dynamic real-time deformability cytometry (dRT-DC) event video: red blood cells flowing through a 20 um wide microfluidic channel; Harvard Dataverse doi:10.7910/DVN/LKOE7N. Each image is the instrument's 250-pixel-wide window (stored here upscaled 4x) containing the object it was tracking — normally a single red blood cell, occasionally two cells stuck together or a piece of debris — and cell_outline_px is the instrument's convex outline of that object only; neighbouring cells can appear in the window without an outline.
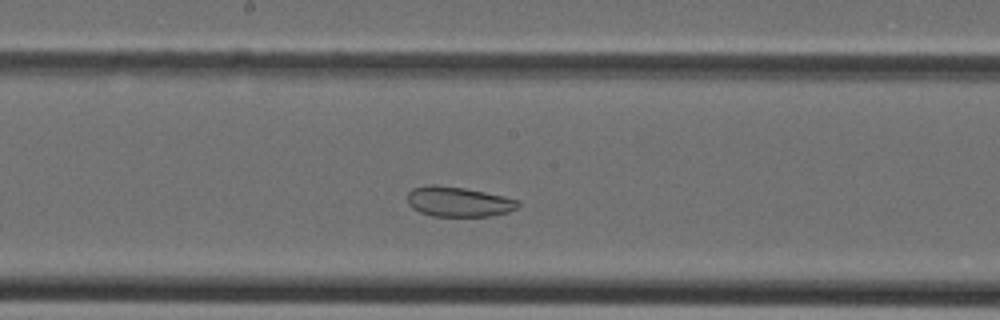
{"species": "Egyptian fruit bat (a non-hibernating species)", "species_latin": "Rousettus aegyptiacus", "temperature_condition": "cold", "stored_images_in_passage": 33, "camera_frame_rate_fps": 3000, "um_per_image_px": 0.085, "animal": {"sex": "female"}, "frame": {"image": 1, "passage_image": 14, "time_ms": 4.333, "image_size_px": [1000, 320], "cell_outline_px": [[520, 208], [508, 212], [492, 216], [432, 216], [420, 212], [412, 208], [408, 204], [408, 192], [412, 188], [428, 184], [436, 184], [464, 188], [504, 196], [520, 200]], "centroid_in_image_um": [38.99, 17.14], "position_along_channel_um": 209.2, "area_um2": 19.59}}
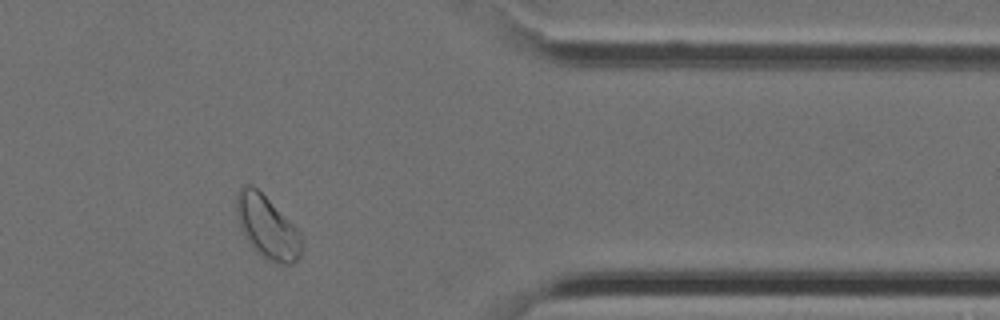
{"frame": {"image": 2, "passage_image": 26, "time_ms": 8.333, "image_size_px": [1000, 320], "cell_outline_px": [[304, 244], [300, 256], [292, 264], [276, 264], [268, 260], [256, 252], [252, 248], [244, 236], [240, 228], [236, 212], [236, 192], [244, 184], [252, 184], [300, 232], [304, 240]], "centroid_in_image_um": [22.71, 19.34], "position_along_channel_um": 388.7, "area_um2": 23.93}}
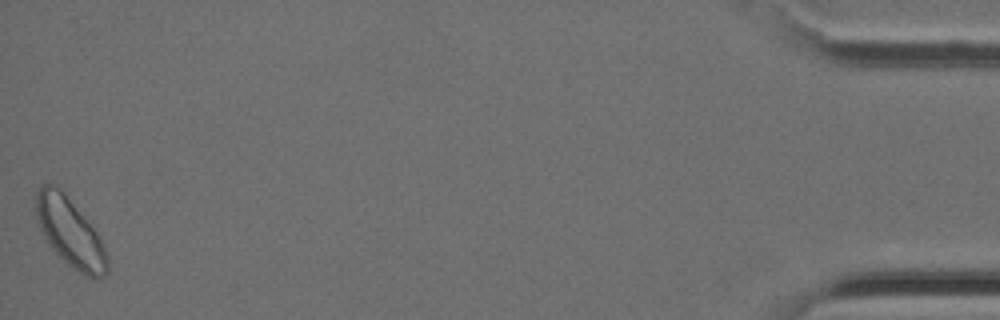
{"frame": {"image": 3, "passage_image": 33, "time_ms": 10.667, "image_size_px": [1000, 320], "cell_outline_px": [[108, 272], [104, 276], [96, 280], [92, 280], [84, 276], [72, 268], [48, 244], [40, 228], [36, 216], [36, 192], [40, 184], [60, 184], [100, 236], [104, 244], [108, 256]], "centroid_in_image_um": [5.98, 19.73], "position_along_channel_um": 429.2, "area_um2": 29.3}}